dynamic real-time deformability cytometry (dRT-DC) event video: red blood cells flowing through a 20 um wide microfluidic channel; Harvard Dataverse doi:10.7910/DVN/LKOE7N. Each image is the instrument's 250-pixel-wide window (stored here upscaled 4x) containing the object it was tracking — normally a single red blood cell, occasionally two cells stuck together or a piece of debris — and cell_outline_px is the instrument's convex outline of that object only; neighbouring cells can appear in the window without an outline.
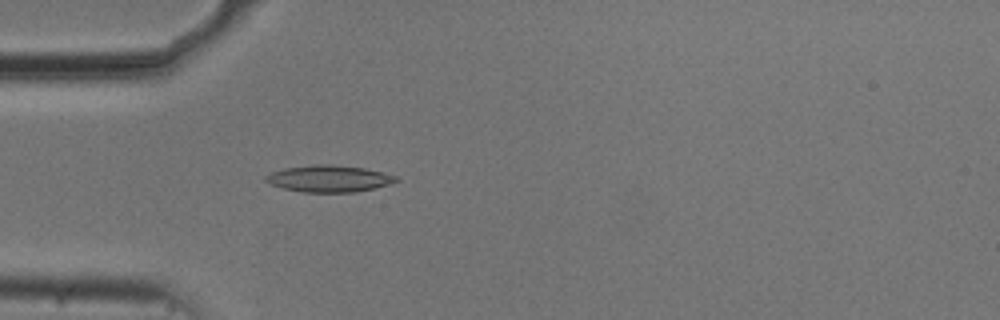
{"species": "common noctule bat (a hibernating species)", "species_latin": "Nyctalus noctula", "temperature_condition": "cold", "stored_images_in_passage": 54, "camera_frame_rate_fps": 3000, "um_per_image_px": 0.085, "animal": {"sex": "male", "body_mass_g": 20.5, "forearm_length_mm": 52.5}, "frame": {"image": 1, "passage_image": 16, "time_ms": 5.0, "image_size_px": [1000, 320], "cell_outline_px": [[400, 180], [372, 188], [356, 192], [304, 192], [284, 188], [272, 184], [264, 180], [264, 176], [272, 172], [284, 168], [316, 164], [332, 164], [364, 168], [396, 176]], "centroid_in_image_um": [27.93, 15.17], "position_along_channel_um": 57.1, "area_um2": 20.0}}
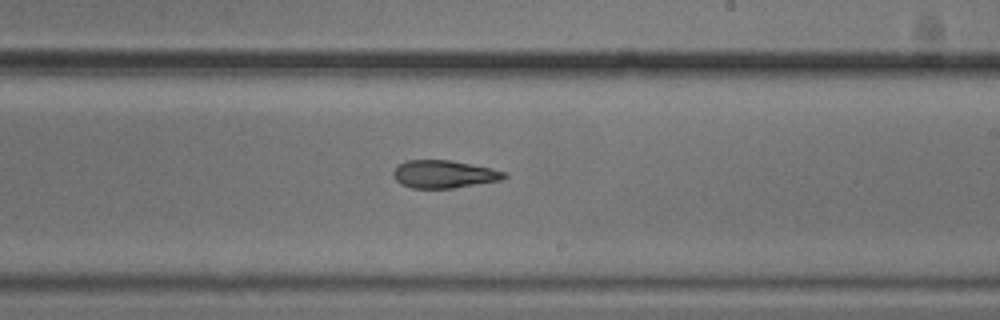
{"frame": {"image": 2, "passage_image": 32, "time_ms": 10.333, "image_size_px": [1000, 320], "cell_outline_px": [[508, 176], [500, 180], [452, 188], [412, 188], [400, 184], [396, 180], [392, 172], [400, 164], [408, 160], [452, 160], [492, 168], [508, 172]], "centroid_in_image_um": [37.76, 14.8], "position_along_channel_um": 251.2, "area_um2": 17.92}}
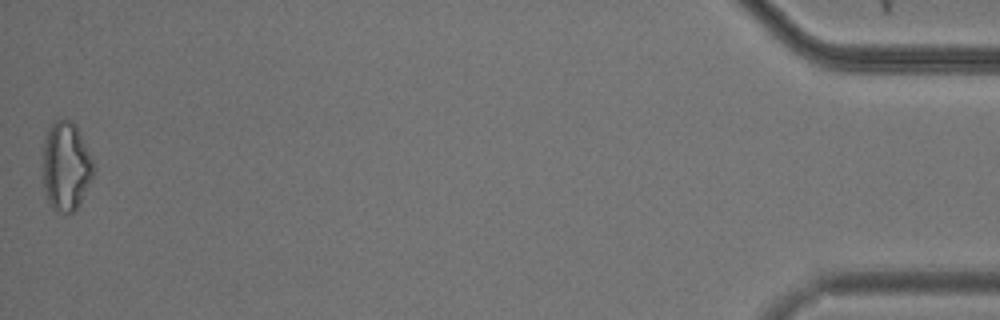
{"frame": {"image": 3, "passage_image": 54, "time_ms": 17.667, "image_size_px": [1000, 320], "cell_outline_px": [[96, 168], [80, 204], [72, 212], [60, 212], [52, 208], [48, 200], [44, 184], [44, 140], [48, 128], [56, 120], [72, 120], [76, 124], [80, 132]], "centroid_in_image_um": [5.63, 14.11], "position_along_channel_um": 429.6, "area_um2": 26.01}, "authors_computed_cell_mechanics": {"area_um2": 18.7272, "velocity_mm_per_s": 3.7143, "shape_relaxation_time_tau1_ms": null, "shape_relaxation_time_tau2_ms": 6.9776, "deformation_change_tau1": null, "deformation_change_tau2": 0.1759}}